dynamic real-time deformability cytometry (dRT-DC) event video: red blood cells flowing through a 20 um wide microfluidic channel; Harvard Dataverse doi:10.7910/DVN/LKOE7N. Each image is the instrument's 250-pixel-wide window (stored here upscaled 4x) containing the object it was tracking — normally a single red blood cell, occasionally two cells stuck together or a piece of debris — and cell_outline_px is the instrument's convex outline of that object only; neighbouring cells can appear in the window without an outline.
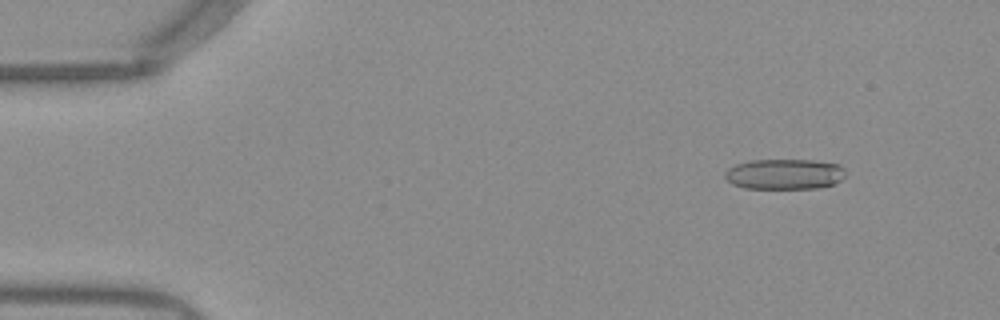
{"species": "Egyptian fruit bat (a non-hibernating species)", "species_latin": "Rousettus aegyptiacus", "temperature_condition": "warm", "stored_images_in_passage": 52, "camera_frame_rate_fps": 3000, "um_per_image_px": 0.085, "frame": {"image": 1, "passage_image": 6, "time_ms": 1.667, "image_size_px": [1000, 320], "cell_outline_px": [[844, 176], [836, 184], [820, 188], [744, 188], [732, 184], [724, 176], [724, 172], [728, 168], [736, 164], [748, 160], [812, 160], [840, 164], [844, 168]], "centroid_in_image_um": [66.68, 14.8], "position_along_channel_um": 18.3, "area_um2": 21.56}}
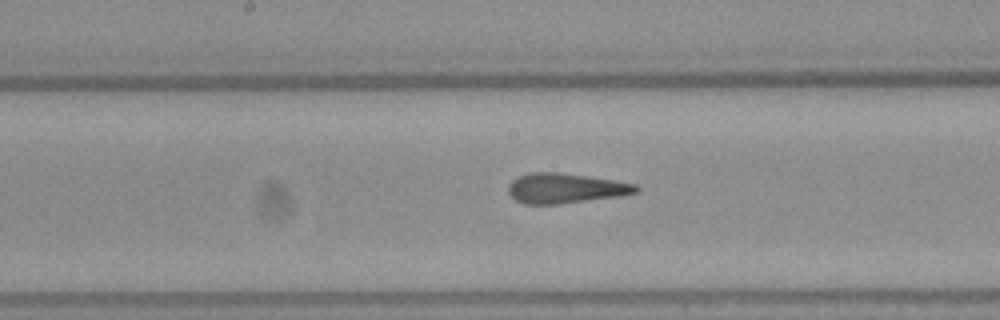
{"frame": {"image": 2, "passage_image": 27, "time_ms": 8.667, "image_size_px": [1000, 320], "cell_outline_px": [[640, 188], [636, 192], [620, 196], [560, 204], [524, 204], [516, 200], [508, 192], [508, 184], [512, 180], [528, 172], [556, 172], [588, 176], [636, 184]], "centroid_in_image_um": [48.03, 16.0], "position_along_channel_um": 200.2, "area_um2": 22.25}}
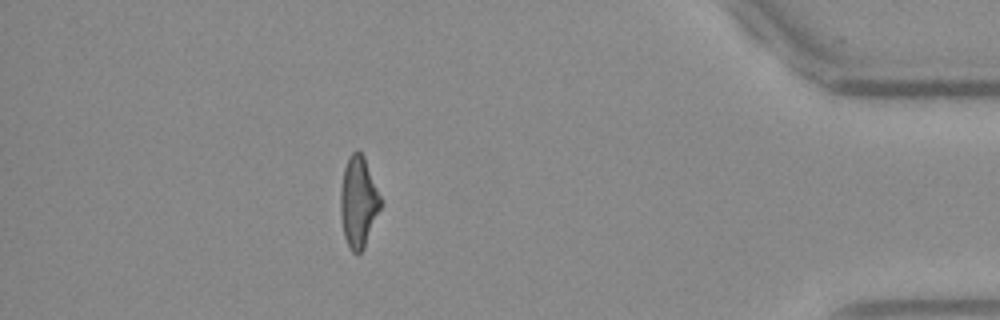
{"frame": {"image": 3, "passage_image": 46, "time_ms": 15.0, "image_size_px": [1000, 320], "cell_outline_px": [[380, 208], [364, 248], [360, 252], [352, 252], [344, 236], [340, 216], [340, 188], [344, 168], [348, 156], [356, 148], [364, 156], [380, 196]], "centroid_in_image_um": [30.43, 17.13], "position_along_channel_um": 404.8, "area_um2": 21.04}, "authors_computed_cell_mechanics": {"area_um2": 22.1952, "velocity_mm_per_s": 3.96, "shape_relaxation_time_tau1_ms": 6.3745, "shape_relaxation_time_tau2_ms": 1.3769, "deformation_change_tau1": 0.2239, "deformation_change_tau2": 0.1326}}